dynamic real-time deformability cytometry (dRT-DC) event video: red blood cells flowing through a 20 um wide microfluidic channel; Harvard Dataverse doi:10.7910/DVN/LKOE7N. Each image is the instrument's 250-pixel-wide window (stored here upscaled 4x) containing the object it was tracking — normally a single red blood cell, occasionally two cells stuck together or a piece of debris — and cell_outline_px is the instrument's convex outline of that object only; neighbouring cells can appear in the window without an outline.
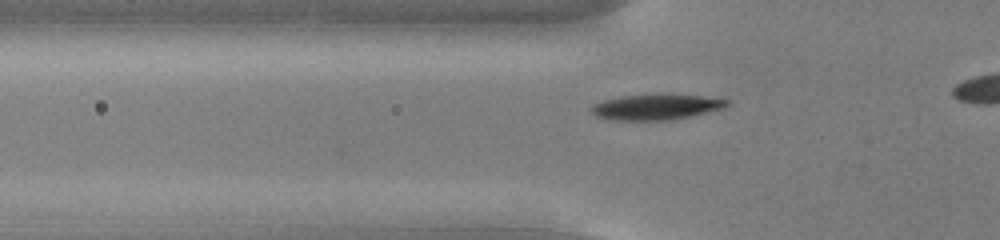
{"species": "common noctule bat (a hibernating species)", "species_latin": "Nyctalus noctula", "temperature_condition": "cold", "stored_images_in_passage": 34, "camera_frame_rate_fps": 3000, "um_per_image_px": 0.085, "animal": {"sex": "male", "body_mass_g": 13.0, "forearm_length_mm": 53.1}, "frame": {"image": 1, "passage_image": 7, "time_ms": 2.0, "image_size_px": [1000, 240], "cell_outline_px": [[728, 104], [724, 108], [672, 120], [616, 120], [596, 116], [588, 108], [592, 104], [604, 100], [620, 96], [700, 96], [728, 100]], "centroid_in_image_um": [55.7, 9.12], "position_along_channel_um": 70.1, "area_um2": 19.42}}
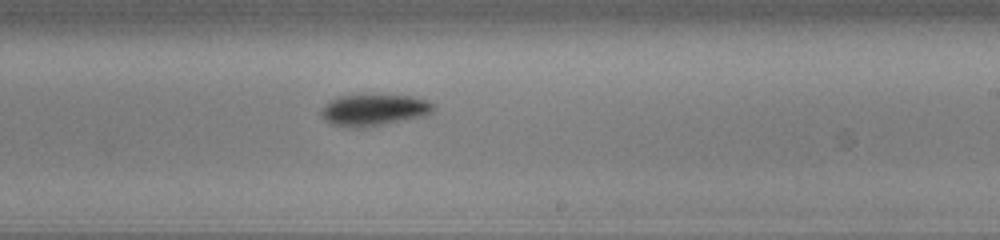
{"frame": {"image": 2, "passage_image": 22, "time_ms": 7.0, "image_size_px": [1000, 240], "cell_outline_px": [[436, 108], [432, 112], [424, 116], [384, 124], [360, 128], [352, 128], [332, 124], [324, 120], [320, 116], [320, 108], [324, 104], [336, 96], [412, 96], [436, 104]], "centroid_in_image_um": [31.75, 9.36], "position_along_channel_um": 257.3, "area_um2": 20.58}}
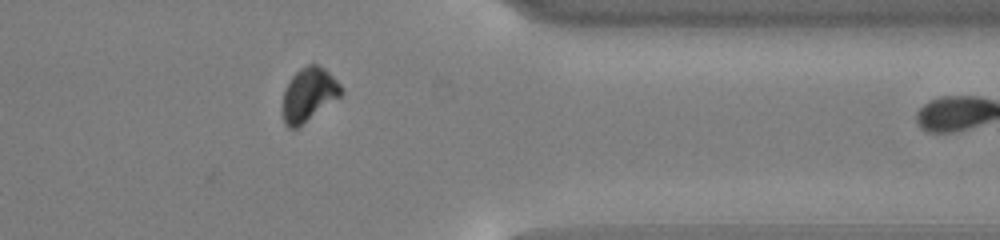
{"frame": {"image": 3, "passage_image": 33, "time_ms": 10.667, "image_size_px": [1000, 240], "cell_outline_px": [[344, 92], [340, 96], [296, 128], [288, 128], [284, 124], [284, 88], [292, 76], [300, 68], [308, 64], [316, 64], [324, 68], [340, 84]], "centroid_in_image_um": [26.24, 8.0], "position_along_channel_um": 385.2, "area_um2": 17.8}}